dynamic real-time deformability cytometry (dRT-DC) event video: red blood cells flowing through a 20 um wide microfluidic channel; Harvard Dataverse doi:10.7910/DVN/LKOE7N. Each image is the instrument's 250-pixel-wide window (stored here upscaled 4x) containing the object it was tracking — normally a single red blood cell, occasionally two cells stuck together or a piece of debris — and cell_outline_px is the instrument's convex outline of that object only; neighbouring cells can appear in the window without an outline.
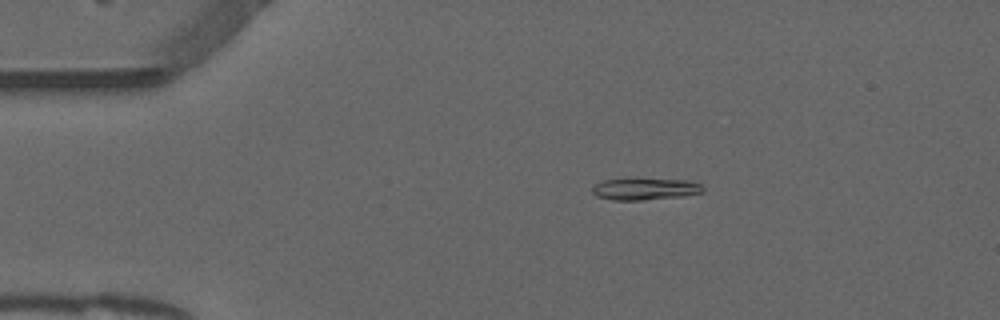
{"species": "common noctule bat (a hibernating species)", "species_latin": "Nyctalus noctula", "temperature_condition": "warm", "stored_images_in_passage": 48, "camera_frame_rate_fps": 3000, "um_per_image_px": 0.085, "animal": {"sex": "male", "forearm_length_mm": 52.5}, "frame": {"image": 1, "passage_image": 5, "time_ms": 1.333, "image_size_px": [1000, 320], "cell_outline_px": [[704, 192], [684, 196], [640, 200], [612, 200], [596, 196], [592, 192], [592, 188], [596, 184], [604, 180], [688, 180], [700, 184], [704, 188]], "centroid_in_image_um": [54.85, 16.09], "position_along_channel_um": 30.1, "area_um2": 13.64}}
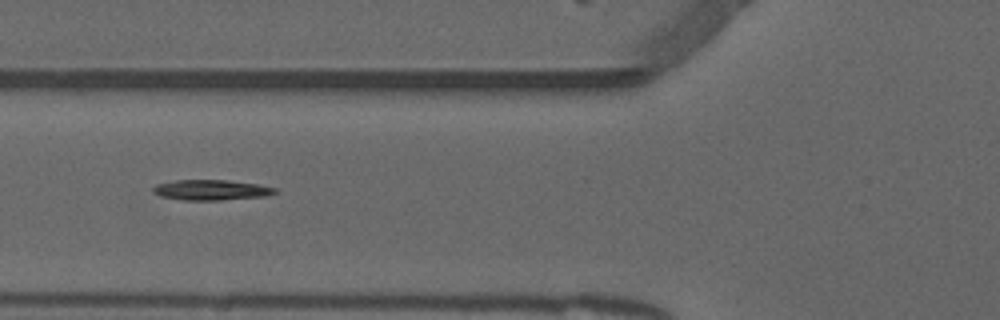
{"frame": {"image": 2, "passage_image": 15, "time_ms": 4.667, "image_size_px": [1000, 320], "cell_outline_px": [[280, 192], [264, 196], [220, 200], [184, 200], [160, 196], [152, 192], [152, 188], [156, 184], [176, 180], [228, 180], [256, 184], [276, 188]], "centroid_in_image_um": [17.94, 16.14], "position_along_channel_um": 107.9, "area_um2": 14.45}}
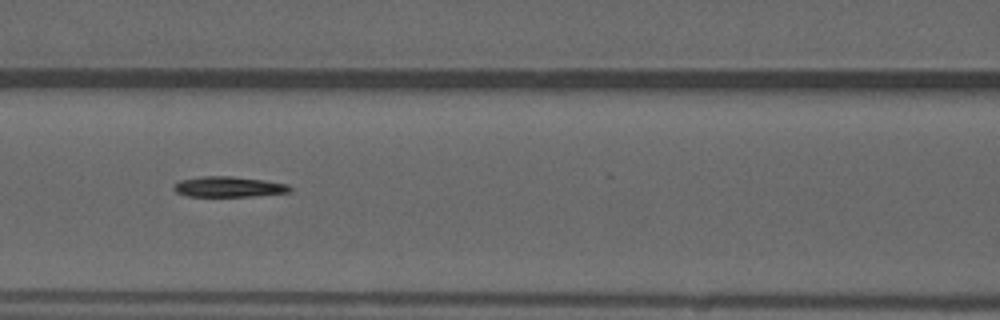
{"frame": {"image": 3, "passage_image": 18, "time_ms": 5.667, "image_size_px": [1000, 320], "cell_outline_px": [[292, 192], [252, 196], [188, 196], [176, 192], [172, 188], [180, 180], [200, 176], [232, 176], [264, 180], [288, 184], [292, 188]], "centroid_in_image_um": [19.46, 15.87], "position_along_channel_um": 147.1, "area_um2": 13.87}}